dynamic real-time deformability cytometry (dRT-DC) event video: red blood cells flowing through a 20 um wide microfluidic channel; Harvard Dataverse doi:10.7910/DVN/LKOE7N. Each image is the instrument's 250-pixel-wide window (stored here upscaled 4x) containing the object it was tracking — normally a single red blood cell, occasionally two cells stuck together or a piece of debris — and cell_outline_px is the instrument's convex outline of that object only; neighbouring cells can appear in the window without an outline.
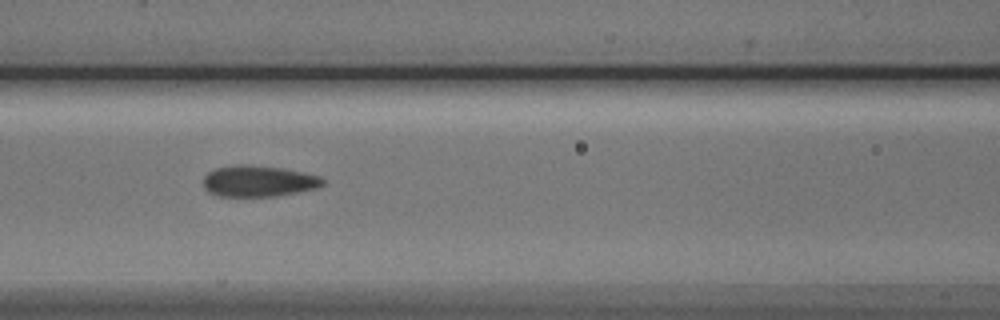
{"species": "Egyptian fruit bat (a non-hibernating species)", "species_latin": "Rousettus aegyptiacus", "temperature_condition": "cold", "stored_images_in_passage": 6, "camera_frame_rate_fps": 3000, "um_per_image_px": 0.085, "animal": {"sex": "male"}, "frame": {"image": 1, "passage_image": 5, "time_ms": 5.333, "image_size_px": [1000, 320], "cell_outline_px": [[324, 184], [316, 188], [276, 196], [220, 196], [208, 192], [204, 188], [204, 176], [208, 172], [216, 168], [240, 164], [244, 164], [280, 168], [304, 172], [320, 176], [324, 180]], "centroid_in_image_um": [21.96, 15.39], "position_along_channel_um": 144.6, "area_um2": 21.56}}
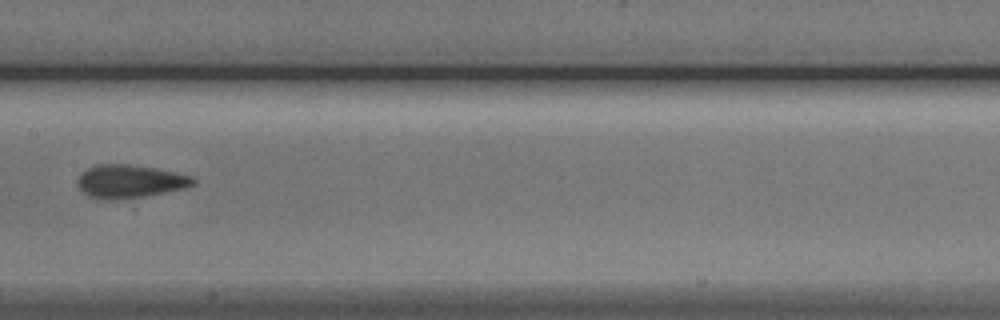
{"frame": {"image": 2, "passage_image": 6, "time_ms": 6.667, "image_size_px": [1000, 320], "cell_outline_px": [[196, 184], [184, 188], [144, 196], [112, 200], [96, 200], [88, 196], [76, 184], [76, 180], [88, 168], [96, 164], [128, 164], [156, 168], [192, 176], [196, 180]], "centroid_in_image_um": [11.01, 15.42], "position_along_channel_um": 196.4, "area_um2": 22.37}}